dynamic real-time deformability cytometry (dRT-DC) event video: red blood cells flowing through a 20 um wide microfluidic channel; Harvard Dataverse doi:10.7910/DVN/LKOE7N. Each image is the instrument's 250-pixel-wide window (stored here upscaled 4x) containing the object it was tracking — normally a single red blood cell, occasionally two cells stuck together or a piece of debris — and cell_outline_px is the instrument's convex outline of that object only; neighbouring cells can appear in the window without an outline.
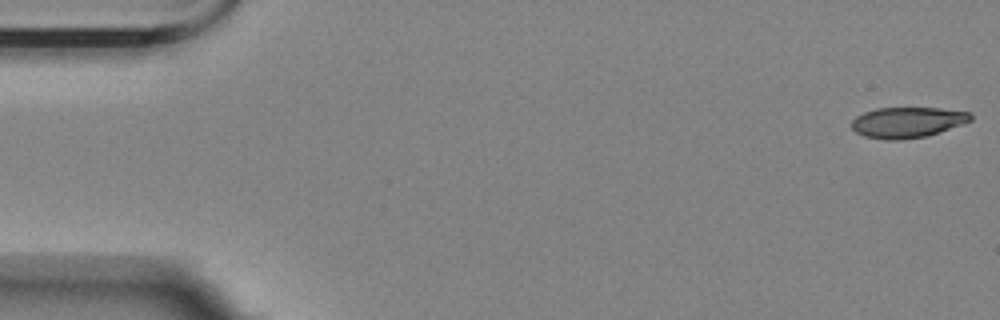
{"species": "Egyptian fruit bat (a non-hibernating species)", "species_latin": "Rousettus aegyptiacus", "temperature_condition": "room temperature", "stored_images_in_passage": 5, "camera_frame_rate_fps": 3000, "um_per_image_px": 0.085, "animal": {"sex": "female"}, "frame": {"image": 1, "passage_image": 1, "time_ms": 0.0, "image_size_px": [1000, 320], "cell_outline_px": [[972, 120], [928, 136], [900, 140], [888, 140], [864, 136], [856, 132], [852, 128], [852, 120], [856, 116], [864, 112], [876, 108], [940, 108], [972, 112]], "centroid_in_image_um": [77.13, 10.39], "position_along_channel_um": 7.9, "area_um2": 21.27}}